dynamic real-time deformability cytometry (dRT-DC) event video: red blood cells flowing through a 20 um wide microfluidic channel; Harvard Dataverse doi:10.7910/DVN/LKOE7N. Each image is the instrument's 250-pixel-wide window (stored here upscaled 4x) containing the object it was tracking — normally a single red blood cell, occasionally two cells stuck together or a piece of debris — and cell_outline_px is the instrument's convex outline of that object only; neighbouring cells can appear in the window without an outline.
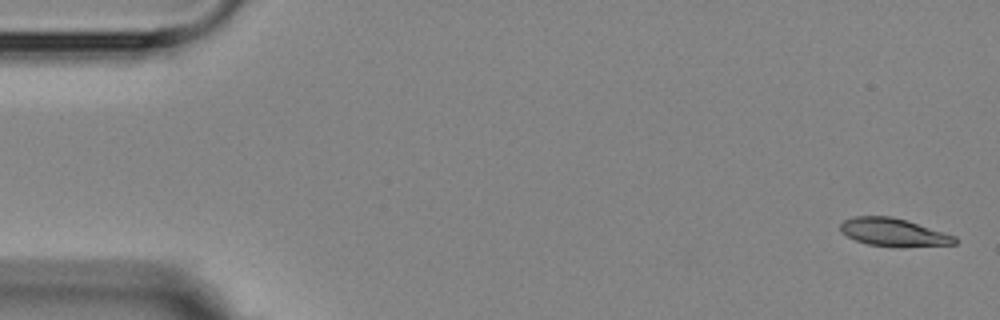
{"species": "Egyptian fruit bat (a non-hibernating species)", "species_latin": "Rousettus aegyptiacus", "temperature_condition": "room temperature", "stored_images_in_passage": 5, "camera_frame_rate_fps": 3000, "um_per_image_px": 0.085, "animal": {"sex": "female"}, "frame": {"image": 1, "passage_image": 1, "time_ms": 0.0, "image_size_px": [1000, 320], "cell_outline_px": [[956, 244], [868, 244], [856, 240], [840, 232], [840, 224], [844, 220], [852, 216], [892, 216], [908, 220], [956, 236]], "centroid_in_image_um": [75.87, 19.67], "position_along_channel_um": 9.1, "area_um2": 17.69}}
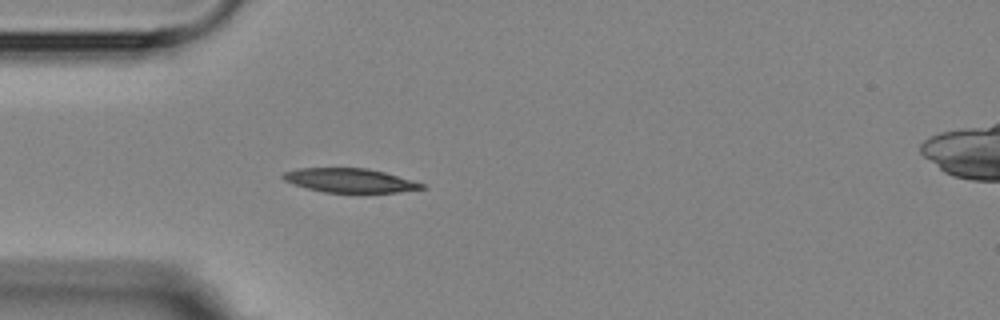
{"frame": {"image": 2, "passage_image": 5, "time_ms": 4.667, "image_size_px": [1000, 320], "cell_outline_px": [[428, 188], [400, 192], [324, 192], [292, 184], [284, 180], [280, 176], [284, 172], [296, 168], [368, 168], [384, 172], [428, 184]], "centroid_in_image_um": [29.78, 15.33], "position_along_channel_um": 55.2, "area_um2": 19.59}}